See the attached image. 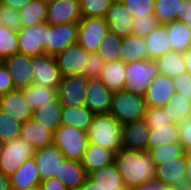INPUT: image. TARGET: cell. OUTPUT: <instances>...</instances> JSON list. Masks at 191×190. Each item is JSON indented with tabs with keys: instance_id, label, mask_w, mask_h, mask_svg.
Instances as JSON below:
<instances>
[{
	"instance_id": "1",
	"label": "cell",
	"mask_w": 191,
	"mask_h": 190,
	"mask_svg": "<svg viewBox=\"0 0 191 190\" xmlns=\"http://www.w3.org/2000/svg\"><path fill=\"white\" fill-rule=\"evenodd\" d=\"M114 163L128 189L155 179L156 165L148 151L121 148L114 156Z\"/></svg>"
},
{
	"instance_id": "17",
	"label": "cell",
	"mask_w": 191,
	"mask_h": 190,
	"mask_svg": "<svg viewBox=\"0 0 191 190\" xmlns=\"http://www.w3.org/2000/svg\"><path fill=\"white\" fill-rule=\"evenodd\" d=\"M113 94L106 88L99 77L89 79L85 95V106L94 114L108 113L111 109Z\"/></svg>"
},
{
	"instance_id": "41",
	"label": "cell",
	"mask_w": 191,
	"mask_h": 190,
	"mask_svg": "<svg viewBox=\"0 0 191 190\" xmlns=\"http://www.w3.org/2000/svg\"><path fill=\"white\" fill-rule=\"evenodd\" d=\"M114 0H79L82 19L104 18Z\"/></svg>"
},
{
	"instance_id": "29",
	"label": "cell",
	"mask_w": 191,
	"mask_h": 190,
	"mask_svg": "<svg viewBox=\"0 0 191 190\" xmlns=\"http://www.w3.org/2000/svg\"><path fill=\"white\" fill-rule=\"evenodd\" d=\"M185 0H155L154 16L159 24H168L184 16Z\"/></svg>"
},
{
	"instance_id": "65",
	"label": "cell",
	"mask_w": 191,
	"mask_h": 190,
	"mask_svg": "<svg viewBox=\"0 0 191 190\" xmlns=\"http://www.w3.org/2000/svg\"><path fill=\"white\" fill-rule=\"evenodd\" d=\"M67 190H83V187L78 186V187L68 188Z\"/></svg>"
},
{
	"instance_id": "58",
	"label": "cell",
	"mask_w": 191,
	"mask_h": 190,
	"mask_svg": "<svg viewBox=\"0 0 191 190\" xmlns=\"http://www.w3.org/2000/svg\"><path fill=\"white\" fill-rule=\"evenodd\" d=\"M183 58L186 70L191 74V47L187 51L183 52Z\"/></svg>"
},
{
	"instance_id": "21",
	"label": "cell",
	"mask_w": 191,
	"mask_h": 190,
	"mask_svg": "<svg viewBox=\"0 0 191 190\" xmlns=\"http://www.w3.org/2000/svg\"><path fill=\"white\" fill-rule=\"evenodd\" d=\"M150 128L144 119L122 125V148L135 151H147Z\"/></svg>"
},
{
	"instance_id": "22",
	"label": "cell",
	"mask_w": 191,
	"mask_h": 190,
	"mask_svg": "<svg viewBox=\"0 0 191 190\" xmlns=\"http://www.w3.org/2000/svg\"><path fill=\"white\" fill-rule=\"evenodd\" d=\"M62 106L56 96L33 112L32 120L53 134L61 126Z\"/></svg>"
},
{
	"instance_id": "14",
	"label": "cell",
	"mask_w": 191,
	"mask_h": 190,
	"mask_svg": "<svg viewBox=\"0 0 191 190\" xmlns=\"http://www.w3.org/2000/svg\"><path fill=\"white\" fill-rule=\"evenodd\" d=\"M1 62L11 75L15 89L23 90L33 84L32 57L16 53Z\"/></svg>"
},
{
	"instance_id": "64",
	"label": "cell",
	"mask_w": 191,
	"mask_h": 190,
	"mask_svg": "<svg viewBox=\"0 0 191 190\" xmlns=\"http://www.w3.org/2000/svg\"><path fill=\"white\" fill-rule=\"evenodd\" d=\"M4 143L5 142L0 138V157L2 155V150H3Z\"/></svg>"
},
{
	"instance_id": "50",
	"label": "cell",
	"mask_w": 191,
	"mask_h": 190,
	"mask_svg": "<svg viewBox=\"0 0 191 190\" xmlns=\"http://www.w3.org/2000/svg\"><path fill=\"white\" fill-rule=\"evenodd\" d=\"M179 143L186 153L191 152V118L179 125Z\"/></svg>"
},
{
	"instance_id": "54",
	"label": "cell",
	"mask_w": 191,
	"mask_h": 190,
	"mask_svg": "<svg viewBox=\"0 0 191 190\" xmlns=\"http://www.w3.org/2000/svg\"><path fill=\"white\" fill-rule=\"evenodd\" d=\"M164 185L158 181L147 182L146 184H141L139 186H135L130 188L129 190H161Z\"/></svg>"
},
{
	"instance_id": "52",
	"label": "cell",
	"mask_w": 191,
	"mask_h": 190,
	"mask_svg": "<svg viewBox=\"0 0 191 190\" xmlns=\"http://www.w3.org/2000/svg\"><path fill=\"white\" fill-rule=\"evenodd\" d=\"M42 190H67L68 188L57 178H50L40 182Z\"/></svg>"
},
{
	"instance_id": "9",
	"label": "cell",
	"mask_w": 191,
	"mask_h": 190,
	"mask_svg": "<svg viewBox=\"0 0 191 190\" xmlns=\"http://www.w3.org/2000/svg\"><path fill=\"white\" fill-rule=\"evenodd\" d=\"M78 44L88 53H97L102 39L109 32L105 18H85L78 23Z\"/></svg>"
},
{
	"instance_id": "25",
	"label": "cell",
	"mask_w": 191,
	"mask_h": 190,
	"mask_svg": "<svg viewBox=\"0 0 191 190\" xmlns=\"http://www.w3.org/2000/svg\"><path fill=\"white\" fill-rule=\"evenodd\" d=\"M20 137L25 139L35 150L53 145V133L33 120L21 123Z\"/></svg>"
},
{
	"instance_id": "51",
	"label": "cell",
	"mask_w": 191,
	"mask_h": 190,
	"mask_svg": "<svg viewBox=\"0 0 191 190\" xmlns=\"http://www.w3.org/2000/svg\"><path fill=\"white\" fill-rule=\"evenodd\" d=\"M15 90L11 75L7 71L5 65L0 61V96Z\"/></svg>"
},
{
	"instance_id": "30",
	"label": "cell",
	"mask_w": 191,
	"mask_h": 190,
	"mask_svg": "<svg viewBox=\"0 0 191 190\" xmlns=\"http://www.w3.org/2000/svg\"><path fill=\"white\" fill-rule=\"evenodd\" d=\"M172 50L185 52L191 47V27L181 20L165 24Z\"/></svg>"
},
{
	"instance_id": "43",
	"label": "cell",
	"mask_w": 191,
	"mask_h": 190,
	"mask_svg": "<svg viewBox=\"0 0 191 190\" xmlns=\"http://www.w3.org/2000/svg\"><path fill=\"white\" fill-rule=\"evenodd\" d=\"M21 123L14 117L0 110V138L10 142L20 137Z\"/></svg>"
},
{
	"instance_id": "23",
	"label": "cell",
	"mask_w": 191,
	"mask_h": 190,
	"mask_svg": "<svg viewBox=\"0 0 191 190\" xmlns=\"http://www.w3.org/2000/svg\"><path fill=\"white\" fill-rule=\"evenodd\" d=\"M87 177L101 190H129L125 186L114 162L108 166L90 172Z\"/></svg>"
},
{
	"instance_id": "49",
	"label": "cell",
	"mask_w": 191,
	"mask_h": 190,
	"mask_svg": "<svg viewBox=\"0 0 191 190\" xmlns=\"http://www.w3.org/2000/svg\"><path fill=\"white\" fill-rule=\"evenodd\" d=\"M3 25L13 31H20L22 28L21 18L19 17V10L4 7L3 11Z\"/></svg>"
},
{
	"instance_id": "19",
	"label": "cell",
	"mask_w": 191,
	"mask_h": 190,
	"mask_svg": "<svg viewBox=\"0 0 191 190\" xmlns=\"http://www.w3.org/2000/svg\"><path fill=\"white\" fill-rule=\"evenodd\" d=\"M186 155L170 161H162L156 166L155 181L164 186L180 187L186 182Z\"/></svg>"
},
{
	"instance_id": "11",
	"label": "cell",
	"mask_w": 191,
	"mask_h": 190,
	"mask_svg": "<svg viewBox=\"0 0 191 190\" xmlns=\"http://www.w3.org/2000/svg\"><path fill=\"white\" fill-rule=\"evenodd\" d=\"M32 71V85L57 89L61 75L55 56L43 54L32 57Z\"/></svg>"
},
{
	"instance_id": "2",
	"label": "cell",
	"mask_w": 191,
	"mask_h": 190,
	"mask_svg": "<svg viewBox=\"0 0 191 190\" xmlns=\"http://www.w3.org/2000/svg\"><path fill=\"white\" fill-rule=\"evenodd\" d=\"M87 137L89 143L116 154L122 148V124L110 112L94 114Z\"/></svg>"
},
{
	"instance_id": "24",
	"label": "cell",
	"mask_w": 191,
	"mask_h": 190,
	"mask_svg": "<svg viewBox=\"0 0 191 190\" xmlns=\"http://www.w3.org/2000/svg\"><path fill=\"white\" fill-rule=\"evenodd\" d=\"M41 177L33 158L26 160L17 171L10 176L12 190H27L39 185Z\"/></svg>"
},
{
	"instance_id": "37",
	"label": "cell",
	"mask_w": 191,
	"mask_h": 190,
	"mask_svg": "<svg viewBox=\"0 0 191 190\" xmlns=\"http://www.w3.org/2000/svg\"><path fill=\"white\" fill-rule=\"evenodd\" d=\"M164 109L173 124L180 125L191 118V100L181 94L175 93Z\"/></svg>"
},
{
	"instance_id": "47",
	"label": "cell",
	"mask_w": 191,
	"mask_h": 190,
	"mask_svg": "<svg viewBox=\"0 0 191 190\" xmlns=\"http://www.w3.org/2000/svg\"><path fill=\"white\" fill-rule=\"evenodd\" d=\"M104 65L105 62L98 53H89L87 65L84 68V75L88 79L98 78Z\"/></svg>"
},
{
	"instance_id": "20",
	"label": "cell",
	"mask_w": 191,
	"mask_h": 190,
	"mask_svg": "<svg viewBox=\"0 0 191 190\" xmlns=\"http://www.w3.org/2000/svg\"><path fill=\"white\" fill-rule=\"evenodd\" d=\"M0 110L20 123L32 120L33 110L24 97V90L15 89L0 96Z\"/></svg>"
},
{
	"instance_id": "45",
	"label": "cell",
	"mask_w": 191,
	"mask_h": 190,
	"mask_svg": "<svg viewBox=\"0 0 191 190\" xmlns=\"http://www.w3.org/2000/svg\"><path fill=\"white\" fill-rule=\"evenodd\" d=\"M159 22L154 15L150 17H137L133 22V35L146 37L159 26Z\"/></svg>"
},
{
	"instance_id": "57",
	"label": "cell",
	"mask_w": 191,
	"mask_h": 190,
	"mask_svg": "<svg viewBox=\"0 0 191 190\" xmlns=\"http://www.w3.org/2000/svg\"><path fill=\"white\" fill-rule=\"evenodd\" d=\"M186 182L191 184V152L186 153Z\"/></svg>"
},
{
	"instance_id": "7",
	"label": "cell",
	"mask_w": 191,
	"mask_h": 190,
	"mask_svg": "<svg viewBox=\"0 0 191 190\" xmlns=\"http://www.w3.org/2000/svg\"><path fill=\"white\" fill-rule=\"evenodd\" d=\"M88 80L85 75L61 76L56 90L61 106L69 108L85 106Z\"/></svg>"
},
{
	"instance_id": "13",
	"label": "cell",
	"mask_w": 191,
	"mask_h": 190,
	"mask_svg": "<svg viewBox=\"0 0 191 190\" xmlns=\"http://www.w3.org/2000/svg\"><path fill=\"white\" fill-rule=\"evenodd\" d=\"M89 53L78 43L70 45L55 58L61 76L84 75Z\"/></svg>"
},
{
	"instance_id": "12",
	"label": "cell",
	"mask_w": 191,
	"mask_h": 190,
	"mask_svg": "<svg viewBox=\"0 0 191 190\" xmlns=\"http://www.w3.org/2000/svg\"><path fill=\"white\" fill-rule=\"evenodd\" d=\"M82 20L79 0H48L45 23L62 25Z\"/></svg>"
},
{
	"instance_id": "3",
	"label": "cell",
	"mask_w": 191,
	"mask_h": 190,
	"mask_svg": "<svg viewBox=\"0 0 191 190\" xmlns=\"http://www.w3.org/2000/svg\"><path fill=\"white\" fill-rule=\"evenodd\" d=\"M146 102L143 96L127 90L113 94L110 113L123 125L144 119Z\"/></svg>"
},
{
	"instance_id": "35",
	"label": "cell",
	"mask_w": 191,
	"mask_h": 190,
	"mask_svg": "<svg viewBox=\"0 0 191 190\" xmlns=\"http://www.w3.org/2000/svg\"><path fill=\"white\" fill-rule=\"evenodd\" d=\"M48 0H31L19 10L22 27L45 23Z\"/></svg>"
},
{
	"instance_id": "26",
	"label": "cell",
	"mask_w": 191,
	"mask_h": 190,
	"mask_svg": "<svg viewBox=\"0 0 191 190\" xmlns=\"http://www.w3.org/2000/svg\"><path fill=\"white\" fill-rule=\"evenodd\" d=\"M114 156L115 153L113 151L88 143L81 162L88 175L90 172L112 164L114 162Z\"/></svg>"
},
{
	"instance_id": "33",
	"label": "cell",
	"mask_w": 191,
	"mask_h": 190,
	"mask_svg": "<svg viewBox=\"0 0 191 190\" xmlns=\"http://www.w3.org/2000/svg\"><path fill=\"white\" fill-rule=\"evenodd\" d=\"M179 142V125L151 126L148 136L147 151L165 144Z\"/></svg>"
},
{
	"instance_id": "16",
	"label": "cell",
	"mask_w": 191,
	"mask_h": 190,
	"mask_svg": "<svg viewBox=\"0 0 191 190\" xmlns=\"http://www.w3.org/2000/svg\"><path fill=\"white\" fill-rule=\"evenodd\" d=\"M104 18L108 23L109 31L116 36L125 38L133 35L134 17L120 0L112 2Z\"/></svg>"
},
{
	"instance_id": "5",
	"label": "cell",
	"mask_w": 191,
	"mask_h": 190,
	"mask_svg": "<svg viewBox=\"0 0 191 190\" xmlns=\"http://www.w3.org/2000/svg\"><path fill=\"white\" fill-rule=\"evenodd\" d=\"M87 132L61 125L53 134L56 145L67 160L81 162L88 145Z\"/></svg>"
},
{
	"instance_id": "59",
	"label": "cell",
	"mask_w": 191,
	"mask_h": 190,
	"mask_svg": "<svg viewBox=\"0 0 191 190\" xmlns=\"http://www.w3.org/2000/svg\"><path fill=\"white\" fill-rule=\"evenodd\" d=\"M83 190H101L97 185L90 180L88 177L85 179L84 184L82 185Z\"/></svg>"
},
{
	"instance_id": "60",
	"label": "cell",
	"mask_w": 191,
	"mask_h": 190,
	"mask_svg": "<svg viewBox=\"0 0 191 190\" xmlns=\"http://www.w3.org/2000/svg\"><path fill=\"white\" fill-rule=\"evenodd\" d=\"M178 190H191V184L185 182L183 185H181L180 187H178Z\"/></svg>"
},
{
	"instance_id": "6",
	"label": "cell",
	"mask_w": 191,
	"mask_h": 190,
	"mask_svg": "<svg viewBox=\"0 0 191 190\" xmlns=\"http://www.w3.org/2000/svg\"><path fill=\"white\" fill-rule=\"evenodd\" d=\"M35 149L23 138L5 142L0 157V173L10 177L28 159L33 158Z\"/></svg>"
},
{
	"instance_id": "32",
	"label": "cell",
	"mask_w": 191,
	"mask_h": 190,
	"mask_svg": "<svg viewBox=\"0 0 191 190\" xmlns=\"http://www.w3.org/2000/svg\"><path fill=\"white\" fill-rule=\"evenodd\" d=\"M82 162L67 160L61 164L59 176H55L67 188L82 186L87 178Z\"/></svg>"
},
{
	"instance_id": "55",
	"label": "cell",
	"mask_w": 191,
	"mask_h": 190,
	"mask_svg": "<svg viewBox=\"0 0 191 190\" xmlns=\"http://www.w3.org/2000/svg\"><path fill=\"white\" fill-rule=\"evenodd\" d=\"M180 20L191 27V1L185 0L184 16Z\"/></svg>"
},
{
	"instance_id": "27",
	"label": "cell",
	"mask_w": 191,
	"mask_h": 190,
	"mask_svg": "<svg viewBox=\"0 0 191 190\" xmlns=\"http://www.w3.org/2000/svg\"><path fill=\"white\" fill-rule=\"evenodd\" d=\"M148 59L156 60L172 51L166 25L160 24L155 30L145 37Z\"/></svg>"
},
{
	"instance_id": "48",
	"label": "cell",
	"mask_w": 191,
	"mask_h": 190,
	"mask_svg": "<svg viewBox=\"0 0 191 190\" xmlns=\"http://www.w3.org/2000/svg\"><path fill=\"white\" fill-rule=\"evenodd\" d=\"M175 93L191 100V74L185 72L173 78Z\"/></svg>"
},
{
	"instance_id": "46",
	"label": "cell",
	"mask_w": 191,
	"mask_h": 190,
	"mask_svg": "<svg viewBox=\"0 0 191 190\" xmlns=\"http://www.w3.org/2000/svg\"><path fill=\"white\" fill-rule=\"evenodd\" d=\"M144 121L149 128L151 126H166L172 124L167 112L162 107L147 108Z\"/></svg>"
},
{
	"instance_id": "36",
	"label": "cell",
	"mask_w": 191,
	"mask_h": 190,
	"mask_svg": "<svg viewBox=\"0 0 191 190\" xmlns=\"http://www.w3.org/2000/svg\"><path fill=\"white\" fill-rule=\"evenodd\" d=\"M155 61L159 73L172 79L187 72L182 52L172 50Z\"/></svg>"
},
{
	"instance_id": "4",
	"label": "cell",
	"mask_w": 191,
	"mask_h": 190,
	"mask_svg": "<svg viewBox=\"0 0 191 190\" xmlns=\"http://www.w3.org/2000/svg\"><path fill=\"white\" fill-rule=\"evenodd\" d=\"M159 74L155 60L126 63L124 90L144 97L149 85Z\"/></svg>"
},
{
	"instance_id": "10",
	"label": "cell",
	"mask_w": 191,
	"mask_h": 190,
	"mask_svg": "<svg viewBox=\"0 0 191 190\" xmlns=\"http://www.w3.org/2000/svg\"><path fill=\"white\" fill-rule=\"evenodd\" d=\"M78 23L48 25L46 54L56 56L70 45L78 42Z\"/></svg>"
},
{
	"instance_id": "8",
	"label": "cell",
	"mask_w": 191,
	"mask_h": 190,
	"mask_svg": "<svg viewBox=\"0 0 191 190\" xmlns=\"http://www.w3.org/2000/svg\"><path fill=\"white\" fill-rule=\"evenodd\" d=\"M46 33L47 23L22 27L17 33L18 53L30 57L46 54Z\"/></svg>"
},
{
	"instance_id": "15",
	"label": "cell",
	"mask_w": 191,
	"mask_h": 190,
	"mask_svg": "<svg viewBox=\"0 0 191 190\" xmlns=\"http://www.w3.org/2000/svg\"><path fill=\"white\" fill-rule=\"evenodd\" d=\"M33 159L38 168L41 180L55 178L59 176L61 164L65 161V156L56 145L43 147L35 150Z\"/></svg>"
},
{
	"instance_id": "39",
	"label": "cell",
	"mask_w": 191,
	"mask_h": 190,
	"mask_svg": "<svg viewBox=\"0 0 191 190\" xmlns=\"http://www.w3.org/2000/svg\"><path fill=\"white\" fill-rule=\"evenodd\" d=\"M24 90V97L33 111L37 110L46 102L51 101L57 95L56 88L30 85Z\"/></svg>"
},
{
	"instance_id": "34",
	"label": "cell",
	"mask_w": 191,
	"mask_h": 190,
	"mask_svg": "<svg viewBox=\"0 0 191 190\" xmlns=\"http://www.w3.org/2000/svg\"><path fill=\"white\" fill-rule=\"evenodd\" d=\"M122 61L130 63L148 59V51L145 38L130 35L122 38Z\"/></svg>"
},
{
	"instance_id": "53",
	"label": "cell",
	"mask_w": 191,
	"mask_h": 190,
	"mask_svg": "<svg viewBox=\"0 0 191 190\" xmlns=\"http://www.w3.org/2000/svg\"><path fill=\"white\" fill-rule=\"evenodd\" d=\"M30 1L31 0H0V3L3 5V7L20 10L25 5H27Z\"/></svg>"
},
{
	"instance_id": "61",
	"label": "cell",
	"mask_w": 191,
	"mask_h": 190,
	"mask_svg": "<svg viewBox=\"0 0 191 190\" xmlns=\"http://www.w3.org/2000/svg\"><path fill=\"white\" fill-rule=\"evenodd\" d=\"M3 11H4V7H3V5L0 3V25H3V19H2Z\"/></svg>"
},
{
	"instance_id": "40",
	"label": "cell",
	"mask_w": 191,
	"mask_h": 190,
	"mask_svg": "<svg viewBox=\"0 0 191 190\" xmlns=\"http://www.w3.org/2000/svg\"><path fill=\"white\" fill-rule=\"evenodd\" d=\"M154 164L160 165L162 161H170L175 158H181L186 155L183 146L179 142L165 144L148 151Z\"/></svg>"
},
{
	"instance_id": "31",
	"label": "cell",
	"mask_w": 191,
	"mask_h": 190,
	"mask_svg": "<svg viewBox=\"0 0 191 190\" xmlns=\"http://www.w3.org/2000/svg\"><path fill=\"white\" fill-rule=\"evenodd\" d=\"M93 116L94 113L86 106L77 108L62 107L61 125L88 132Z\"/></svg>"
},
{
	"instance_id": "38",
	"label": "cell",
	"mask_w": 191,
	"mask_h": 190,
	"mask_svg": "<svg viewBox=\"0 0 191 190\" xmlns=\"http://www.w3.org/2000/svg\"><path fill=\"white\" fill-rule=\"evenodd\" d=\"M122 38L108 32L102 39L98 54L105 63L122 61Z\"/></svg>"
},
{
	"instance_id": "56",
	"label": "cell",
	"mask_w": 191,
	"mask_h": 190,
	"mask_svg": "<svg viewBox=\"0 0 191 190\" xmlns=\"http://www.w3.org/2000/svg\"><path fill=\"white\" fill-rule=\"evenodd\" d=\"M0 190H12L10 184V177L0 173Z\"/></svg>"
},
{
	"instance_id": "63",
	"label": "cell",
	"mask_w": 191,
	"mask_h": 190,
	"mask_svg": "<svg viewBox=\"0 0 191 190\" xmlns=\"http://www.w3.org/2000/svg\"><path fill=\"white\" fill-rule=\"evenodd\" d=\"M27 190H42V187H41V185L39 184V185H36V186H34V187H31V188H29V189H27Z\"/></svg>"
},
{
	"instance_id": "44",
	"label": "cell",
	"mask_w": 191,
	"mask_h": 190,
	"mask_svg": "<svg viewBox=\"0 0 191 190\" xmlns=\"http://www.w3.org/2000/svg\"><path fill=\"white\" fill-rule=\"evenodd\" d=\"M134 17H150L154 15L155 0H120Z\"/></svg>"
},
{
	"instance_id": "18",
	"label": "cell",
	"mask_w": 191,
	"mask_h": 190,
	"mask_svg": "<svg viewBox=\"0 0 191 190\" xmlns=\"http://www.w3.org/2000/svg\"><path fill=\"white\" fill-rule=\"evenodd\" d=\"M175 95L173 79L159 74L153 79L144 96L147 108H164Z\"/></svg>"
},
{
	"instance_id": "42",
	"label": "cell",
	"mask_w": 191,
	"mask_h": 190,
	"mask_svg": "<svg viewBox=\"0 0 191 190\" xmlns=\"http://www.w3.org/2000/svg\"><path fill=\"white\" fill-rule=\"evenodd\" d=\"M17 33L0 25V61L18 53Z\"/></svg>"
},
{
	"instance_id": "28",
	"label": "cell",
	"mask_w": 191,
	"mask_h": 190,
	"mask_svg": "<svg viewBox=\"0 0 191 190\" xmlns=\"http://www.w3.org/2000/svg\"><path fill=\"white\" fill-rule=\"evenodd\" d=\"M126 63L123 61L105 63L100 79L108 90L119 92L124 90Z\"/></svg>"
},
{
	"instance_id": "62",
	"label": "cell",
	"mask_w": 191,
	"mask_h": 190,
	"mask_svg": "<svg viewBox=\"0 0 191 190\" xmlns=\"http://www.w3.org/2000/svg\"><path fill=\"white\" fill-rule=\"evenodd\" d=\"M161 190H178V187L164 186Z\"/></svg>"
}]
</instances>
